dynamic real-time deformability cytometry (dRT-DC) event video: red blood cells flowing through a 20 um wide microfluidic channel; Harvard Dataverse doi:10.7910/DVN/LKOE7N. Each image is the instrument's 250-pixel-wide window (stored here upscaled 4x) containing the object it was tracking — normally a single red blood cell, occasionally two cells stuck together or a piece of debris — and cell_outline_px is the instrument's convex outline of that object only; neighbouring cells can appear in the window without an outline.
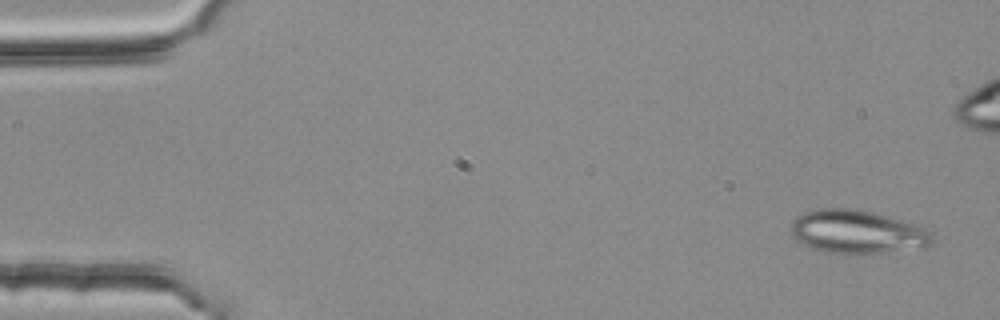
{"species": "common noctule bat (a hibernating species)", "species_latin": "Nyctalus noctula", "temperature_condition": "room temperature", "stored_images_in_passage": 4, "segment_of_instrument_passage": [2, 2], "camera_frame_rate_fps": 3000, "um_per_image_px": 0.085, "animal": {"sex": "female", "body_mass_g": 25.1}, "frame": {"image": 1, "passage_image": 4, "time_ms": 1.0, "image_size_px": [1000, 320], "cell_outline_px": [[932, 240], [928, 248], [856, 256], [840, 256], [824, 252], [812, 248], [796, 240], [792, 236], [792, 220], [796, 216], [804, 212], [816, 208], [852, 208], [872, 212], [920, 224], [932, 232]], "centroid_in_image_um": [72.9, 19.75], "position_along_channel_um": 12.1, "area_um2": 37.17}}